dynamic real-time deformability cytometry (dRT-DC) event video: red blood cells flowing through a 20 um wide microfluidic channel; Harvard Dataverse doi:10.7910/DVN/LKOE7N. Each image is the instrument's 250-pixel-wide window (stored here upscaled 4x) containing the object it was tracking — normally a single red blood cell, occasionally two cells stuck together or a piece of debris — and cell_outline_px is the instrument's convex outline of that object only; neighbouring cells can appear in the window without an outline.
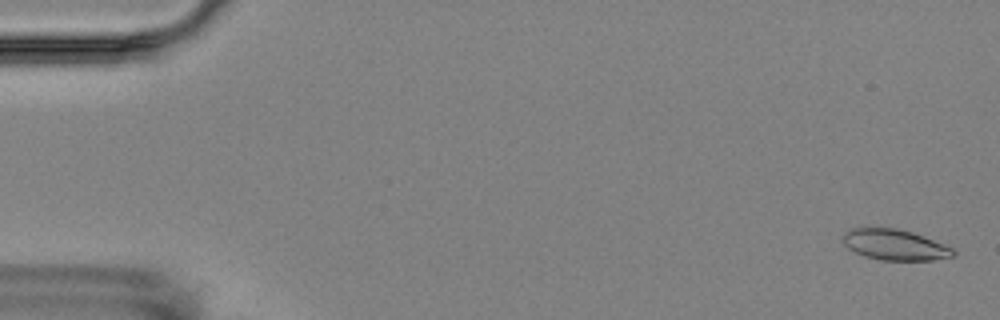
{"species": "Egyptian fruit bat (a non-hibernating species)", "species_latin": "Rousettus aegyptiacus", "temperature_condition": "room temperature", "stored_images_in_passage": 7, "camera_frame_rate_fps": 3000, "um_per_image_px": 0.085, "animal": {"sex": "female"}, "frame": {"image": 1, "passage_image": 1, "time_ms": 0.0, "image_size_px": [1000, 320], "cell_outline_px": [[956, 256], [932, 260], [880, 260], [864, 256], [848, 248], [840, 240], [840, 236], [844, 232], [852, 228], [896, 228], [912, 232], [924, 236], [952, 248], [956, 252]], "centroid_in_image_um": [76.02, 20.8], "position_along_channel_um": 9.0, "area_um2": 19.88}}